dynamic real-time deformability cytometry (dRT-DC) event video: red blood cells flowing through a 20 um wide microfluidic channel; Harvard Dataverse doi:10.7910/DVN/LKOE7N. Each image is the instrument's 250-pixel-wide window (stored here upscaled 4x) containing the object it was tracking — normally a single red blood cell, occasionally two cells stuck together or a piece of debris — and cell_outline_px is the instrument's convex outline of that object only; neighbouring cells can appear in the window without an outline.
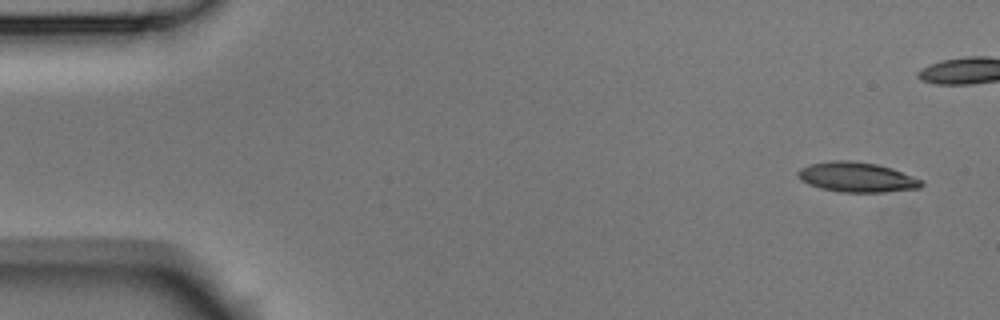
{"species": "Egyptian fruit bat (a non-hibernating species)", "species_latin": "Rousettus aegyptiacus", "temperature_condition": "room temperature", "stored_images_in_passage": 7, "segment_of_instrument_passage": [1, 2], "camera_frame_rate_fps": 3000, "um_per_image_px": 0.085, "animal": {"sex": "male"}, "frame": {"image": 1, "passage_image": 1, "time_ms": 0.0, "image_size_px": [1000, 320], "cell_outline_px": [[924, 184], [920, 188], [884, 192], [840, 192], [820, 188], [808, 184], [800, 180], [796, 176], [796, 172], [800, 168], [812, 164], [832, 160], [848, 160], [876, 164], [892, 168], [924, 180]], "centroid_in_image_um": [72.83, 15.06], "position_along_channel_um": 12.2, "area_um2": 21.68}}
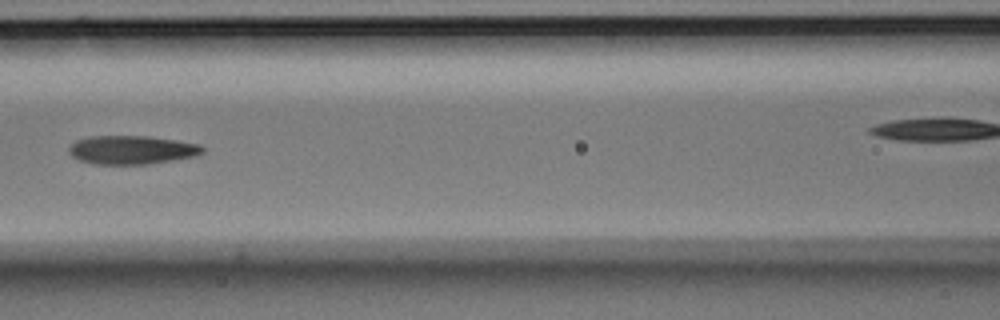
{"frame": {"image": 2, "passage_image": 6, "time_ms": 1.667, "image_size_px": [1000, 320], "cell_outline_px": [[204, 152], [196, 156], [148, 164], [92, 164], [80, 160], [72, 156], [68, 152], [68, 148], [76, 140], [92, 136], [148, 136], [176, 140], [200, 144], [204, 148]], "centroid_in_image_um": [11.2, 12.74], "position_along_channel_um": 155.4, "area_um2": 22.31}}